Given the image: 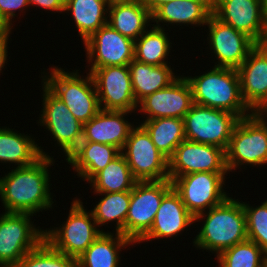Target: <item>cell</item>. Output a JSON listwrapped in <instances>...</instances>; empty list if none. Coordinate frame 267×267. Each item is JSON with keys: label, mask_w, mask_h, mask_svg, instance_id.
I'll return each instance as SVG.
<instances>
[{"label": "cell", "mask_w": 267, "mask_h": 267, "mask_svg": "<svg viewBox=\"0 0 267 267\" xmlns=\"http://www.w3.org/2000/svg\"><path fill=\"white\" fill-rule=\"evenodd\" d=\"M152 27V28H151ZM150 26L137 40L134 45V59L144 64L154 66L166 65L168 56L171 57L172 41L168 30ZM171 41V42H170ZM167 60V61H166Z\"/></svg>", "instance_id": "83f0119b"}, {"label": "cell", "mask_w": 267, "mask_h": 267, "mask_svg": "<svg viewBox=\"0 0 267 267\" xmlns=\"http://www.w3.org/2000/svg\"><path fill=\"white\" fill-rule=\"evenodd\" d=\"M138 123L147 131L156 148L168 159L185 140L184 119L164 117Z\"/></svg>", "instance_id": "f1b7e54d"}, {"label": "cell", "mask_w": 267, "mask_h": 267, "mask_svg": "<svg viewBox=\"0 0 267 267\" xmlns=\"http://www.w3.org/2000/svg\"><path fill=\"white\" fill-rule=\"evenodd\" d=\"M264 267H267V253L264 256Z\"/></svg>", "instance_id": "7bdbcfd3"}, {"label": "cell", "mask_w": 267, "mask_h": 267, "mask_svg": "<svg viewBox=\"0 0 267 267\" xmlns=\"http://www.w3.org/2000/svg\"><path fill=\"white\" fill-rule=\"evenodd\" d=\"M32 135L18 133L9 126L0 127V163L14 164L15 168L33 164L41 156H50Z\"/></svg>", "instance_id": "cb8c5ba5"}, {"label": "cell", "mask_w": 267, "mask_h": 267, "mask_svg": "<svg viewBox=\"0 0 267 267\" xmlns=\"http://www.w3.org/2000/svg\"><path fill=\"white\" fill-rule=\"evenodd\" d=\"M90 144L87 132L82 128L71 140L61 149L65 155V161L73 167L83 156L85 150Z\"/></svg>", "instance_id": "d590c367"}, {"label": "cell", "mask_w": 267, "mask_h": 267, "mask_svg": "<svg viewBox=\"0 0 267 267\" xmlns=\"http://www.w3.org/2000/svg\"><path fill=\"white\" fill-rule=\"evenodd\" d=\"M129 114L132 115L128 111L101 109L83 128L90 141L112 145L122 151L131 129L135 126L125 118Z\"/></svg>", "instance_id": "7402d4cb"}, {"label": "cell", "mask_w": 267, "mask_h": 267, "mask_svg": "<svg viewBox=\"0 0 267 267\" xmlns=\"http://www.w3.org/2000/svg\"><path fill=\"white\" fill-rule=\"evenodd\" d=\"M121 153L137 181L169 179L168 158L156 148L140 124L131 129Z\"/></svg>", "instance_id": "8fae6325"}, {"label": "cell", "mask_w": 267, "mask_h": 267, "mask_svg": "<svg viewBox=\"0 0 267 267\" xmlns=\"http://www.w3.org/2000/svg\"><path fill=\"white\" fill-rule=\"evenodd\" d=\"M28 7L30 9L28 0H0V15L13 29V26H15L13 24L15 22L13 18H15V16L18 17L17 13H19L20 16L23 15L20 14L21 12L25 14L26 11L24 10L27 9L28 11Z\"/></svg>", "instance_id": "8d00e7d4"}, {"label": "cell", "mask_w": 267, "mask_h": 267, "mask_svg": "<svg viewBox=\"0 0 267 267\" xmlns=\"http://www.w3.org/2000/svg\"><path fill=\"white\" fill-rule=\"evenodd\" d=\"M10 37H4V38H0V73H2V69H4L5 65L8 62V49H9V39ZM6 63V64H5Z\"/></svg>", "instance_id": "f35d334b"}, {"label": "cell", "mask_w": 267, "mask_h": 267, "mask_svg": "<svg viewBox=\"0 0 267 267\" xmlns=\"http://www.w3.org/2000/svg\"><path fill=\"white\" fill-rule=\"evenodd\" d=\"M184 119L185 140L227 149L239 117L229 111L193 104Z\"/></svg>", "instance_id": "9c48e42d"}, {"label": "cell", "mask_w": 267, "mask_h": 267, "mask_svg": "<svg viewBox=\"0 0 267 267\" xmlns=\"http://www.w3.org/2000/svg\"><path fill=\"white\" fill-rule=\"evenodd\" d=\"M242 204L246 216L247 238L267 253V200L257 206L243 201Z\"/></svg>", "instance_id": "e575fe53"}, {"label": "cell", "mask_w": 267, "mask_h": 267, "mask_svg": "<svg viewBox=\"0 0 267 267\" xmlns=\"http://www.w3.org/2000/svg\"><path fill=\"white\" fill-rule=\"evenodd\" d=\"M33 216L29 213L0 214V267H14L44 240L45 230L34 224Z\"/></svg>", "instance_id": "52a82bcc"}, {"label": "cell", "mask_w": 267, "mask_h": 267, "mask_svg": "<svg viewBox=\"0 0 267 267\" xmlns=\"http://www.w3.org/2000/svg\"><path fill=\"white\" fill-rule=\"evenodd\" d=\"M225 160L229 175L246 169L244 165H267V117L263 113L253 112L239 119L225 150Z\"/></svg>", "instance_id": "5b68a950"}, {"label": "cell", "mask_w": 267, "mask_h": 267, "mask_svg": "<svg viewBox=\"0 0 267 267\" xmlns=\"http://www.w3.org/2000/svg\"><path fill=\"white\" fill-rule=\"evenodd\" d=\"M265 252L247 239L221 252L216 258L219 267H264Z\"/></svg>", "instance_id": "d6a6232c"}, {"label": "cell", "mask_w": 267, "mask_h": 267, "mask_svg": "<svg viewBox=\"0 0 267 267\" xmlns=\"http://www.w3.org/2000/svg\"><path fill=\"white\" fill-rule=\"evenodd\" d=\"M83 44L88 69L128 66L134 60L135 41L120 34L109 24L103 25Z\"/></svg>", "instance_id": "5bb4252c"}, {"label": "cell", "mask_w": 267, "mask_h": 267, "mask_svg": "<svg viewBox=\"0 0 267 267\" xmlns=\"http://www.w3.org/2000/svg\"><path fill=\"white\" fill-rule=\"evenodd\" d=\"M227 174L229 173L196 172L169 180L187 210L195 217L220 205L230 196V193L225 191Z\"/></svg>", "instance_id": "ba28073f"}, {"label": "cell", "mask_w": 267, "mask_h": 267, "mask_svg": "<svg viewBox=\"0 0 267 267\" xmlns=\"http://www.w3.org/2000/svg\"><path fill=\"white\" fill-rule=\"evenodd\" d=\"M206 25L208 51L210 49L211 58L214 56L213 61L217 60L214 67L238 69L257 45L246 34L223 23L213 14L209 16Z\"/></svg>", "instance_id": "7c38bea8"}, {"label": "cell", "mask_w": 267, "mask_h": 267, "mask_svg": "<svg viewBox=\"0 0 267 267\" xmlns=\"http://www.w3.org/2000/svg\"><path fill=\"white\" fill-rule=\"evenodd\" d=\"M52 66L50 67L51 71L50 68L47 69L49 72L41 70L42 82L64 102L74 117L84 125L101 110L91 73L86 72V76H83L77 69L66 72L64 68Z\"/></svg>", "instance_id": "277c9868"}, {"label": "cell", "mask_w": 267, "mask_h": 267, "mask_svg": "<svg viewBox=\"0 0 267 267\" xmlns=\"http://www.w3.org/2000/svg\"><path fill=\"white\" fill-rule=\"evenodd\" d=\"M202 227L193 238L197 250L218 256L224 250L247 240L246 216L242 200L228 197L223 203L195 216Z\"/></svg>", "instance_id": "7a4b0ae2"}, {"label": "cell", "mask_w": 267, "mask_h": 267, "mask_svg": "<svg viewBox=\"0 0 267 267\" xmlns=\"http://www.w3.org/2000/svg\"><path fill=\"white\" fill-rule=\"evenodd\" d=\"M121 151L112 146L90 141L81 159L72 167L78 178L88 182L96 173L104 169Z\"/></svg>", "instance_id": "1f68e13d"}, {"label": "cell", "mask_w": 267, "mask_h": 267, "mask_svg": "<svg viewBox=\"0 0 267 267\" xmlns=\"http://www.w3.org/2000/svg\"><path fill=\"white\" fill-rule=\"evenodd\" d=\"M262 113L267 117V108Z\"/></svg>", "instance_id": "ee69618b"}, {"label": "cell", "mask_w": 267, "mask_h": 267, "mask_svg": "<svg viewBox=\"0 0 267 267\" xmlns=\"http://www.w3.org/2000/svg\"><path fill=\"white\" fill-rule=\"evenodd\" d=\"M12 28L9 24L4 20V18L0 15V38L11 37Z\"/></svg>", "instance_id": "60d3db41"}, {"label": "cell", "mask_w": 267, "mask_h": 267, "mask_svg": "<svg viewBox=\"0 0 267 267\" xmlns=\"http://www.w3.org/2000/svg\"><path fill=\"white\" fill-rule=\"evenodd\" d=\"M184 77L190 84L195 104L229 111L239 118L253 113L241 97L237 69L212 66L202 75Z\"/></svg>", "instance_id": "3957f363"}, {"label": "cell", "mask_w": 267, "mask_h": 267, "mask_svg": "<svg viewBox=\"0 0 267 267\" xmlns=\"http://www.w3.org/2000/svg\"><path fill=\"white\" fill-rule=\"evenodd\" d=\"M136 182L122 153L88 181L93 193L131 191Z\"/></svg>", "instance_id": "f546056e"}, {"label": "cell", "mask_w": 267, "mask_h": 267, "mask_svg": "<svg viewBox=\"0 0 267 267\" xmlns=\"http://www.w3.org/2000/svg\"><path fill=\"white\" fill-rule=\"evenodd\" d=\"M212 14V0H177L162 4L152 13V24L164 28L176 25L205 27L209 16ZM156 23V24H155ZM162 24V25H161ZM163 26V27H162Z\"/></svg>", "instance_id": "44dd1931"}, {"label": "cell", "mask_w": 267, "mask_h": 267, "mask_svg": "<svg viewBox=\"0 0 267 267\" xmlns=\"http://www.w3.org/2000/svg\"><path fill=\"white\" fill-rule=\"evenodd\" d=\"M14 267H77L76 259L55 250L45 239Z\"/></svg>", "instance_id": "836d02e7"}, {"label": "cell", "mask_w": 267, "mask_h": 267, "mask_svg": "<svg viewBox=\"0 0 267 267\" xmlns=\"http://www.w3.org/2000/svg\"><path fill=\"white\" fill-rule=\"evenodd\" d=\"M177 0H143L145 6L153 13L158 7L167 2H173Z\"/></svg>", "instance_id": "ab89813d"}, {"label": "cell", "mask_w": 267, "mask_h": 267, "mask_svg": "<svg viewBox=\"0 0 267 267\" xmlns=\"http://www.w3.org/2000/svg\"><path fill=\"white\" fill-rule=\"evenodd\" d=\"M264 19H265V27L267 33V0H264Z\"/></svg>", "instance_id": "b9f144b4"}, {"label": "cell", "mask_w": 267, "mask_h": 267, "mask_svg": "<svg viewBox=\"0 0 267 267\" xmlns=\"http://www.w3.org/2000/svg\"><path fill=\"white\" fill-rule=\"evenodd\" d=\"M241 97L252 112L267 108V43L257 44L237 69Z\"/></svg>", "instance_id": "ac0fdd59"}, {"label": "cell", "mask_w": 267, "mask_h": 267, "mask_svg": "<svg viewBox=\"0 0 267 267\" xmlns=\"http://www.w3.org/2000/svg\"><path fill=\"white\" fill-rule=\"evenodd\" d=\"M54 157L41 156L33 164L12 169L0 178V199L7 213H29L36 216L40 211L53 208V193L50 192ZM14 168V169H13ZM50 174V175H49Z\"/></svg>", "instance_id": "6da1fadb"}, {"label": "cell", "mask_w": 267, "mask_h": 267, "mask_svg": "<svg viewBox=\"0 0 267 267\" xmlns=\"http://www.w3.org/2000/svg\"><path fill=\"white\" fill-rule=\"evenodd\" d=\"M196 172H228L222 148L184 140L168 159L169 178Z\"/></svg>", "instance_id": "2e32d148"}, {"label": "cell", "mask_w": 267, "mask_h": 267, "mask_svg": "<svg viewBox=\"0 0 267 267\" xmlns=\"http://www.w3.org/2000/svg\"><path fill=\"white\" fill-rule=\"evenodd\" d=\"M29 5L35 7H40L45 11H52V13H62L64 12L65 0H28ZM35 6V7H34Z\"/></svg>", "instance_id": "74e56055"}, {"label": "cell", "mask_w": 267, "mask_h": 267, "mask_svg": "<svg viewBox=\"0 0 267 267\" xmlns=\"http://www.w3.org/2000/svg\"><path fill=\"white\" fill-rule=\"evenodd\" d=\"M72 200L66 221L58 227L46 228L44 239L55 250L77 260L105 231L98 227L80 198Z\"/></svg>", "instance_id": "8992f818"}, {"label": "cell", "mask_w": 267, "mask_h": 267, "mask_svg": "<svg viewBox=\"0 0 267 267\" xmlns=\"http://www.w3.org/2000/svg\"><path fill=\"white\" fill-rule=\"evenodd\" d=\"M130 245L132 247L134 243L129 238L107 230L76 260V266L118 267L121 262V249L125 250Z\"/></svg>", "instance_id": "d4e9b609"}, {"label": "cell", "mask_w": 267, "mask_h": 267, "mask_svg": "<svg viewBox=\"0 0 267 267\" xmlns=\"http://www.w3.org/2000/svg\"><path fill=\"white\" fill-rule=\"evenodd\" d=\"M212 14L256 44L267 43L264 0H212Z\"/></svg>", "instance_id": "9a60e30c"}, {"label": "cell", "mask_w": 267, "mask_h": 267, "mask_svg": "<svg viewBox=\"0 0 267 267\" xmlns=\"http://www.w3.org/2000/svg\"><path fill=\"white\" fill-rule=\"evenodd\" d=\"M42 110L38 126H44L61 150L78 133L83 124L69 111L64 102L56 96L42 81Z\"/></svg>", "instance_id": "ffe728a7"}, {"label": "cell", "mask_w": 267, "mask_h": 267, "mask_svg": "<svg viewBox=\"0 0 267 267\" xmlns=\"http://www.w3.org/2000/svg\"><path fill=\"white\" fill-rule=\"evenodd\" d=\"M128 66L137 104L146 96L166 88L179 77L169 64L154 66L134 59Z\"/></svg>", "instance_id": "4316f807"}, {"label": "cell", "mask_w": 267, "mask_h": 267, "mask_svg": "<svg viewBox=\"0 0 267 267\" xmlns=\"http://www.w3.org/2000/svg\"><path fill=\"white\" fill-rule=\"evenodd\" d=\"M88 71L94 80L102 110L137 113L138 104L132 88L129 66H105Z\"/></svg>", "instance_id": "4fadbf2b"}, {"label": "cell", "mask_w": 267, "mask_h": 267, "mask_svg": "<svg viewBox=\"0 0 267 267\" xmlns=\"http://www.w3.org/2000/svg\"><path fill=\"white\" fill-rule=\"evenodd\" d=\"M193 104L190 84L184 75L179 74L169 86L143 98L137 111L145 114L144 120L164 117L183 119Z\"/></svg>", "instance_id": "e0dca14e"}, {"label": "cell", "mask_w": 267, "mask_h": 267, "mask_svg": "<svg viewBox=\"0 0 267 267\" xmlns=\"http://www.w3.org/2000/svg\"><path fill=\"white\" fill-rule=\"evenodd\" d=\"M151 22L152 13L143 1L111 0L107 24L120 34L135 41L152 26Z\"/></svg>", "instance_id": "603a6c76"}, {"label": "cell", "mask_w": 267, "mask_h": 267, "mask_svg": "<svg viewBox=\"0 0 267 267\" xmlns=\"http://www.w3.org/2000/svg\"><path fill=\"white\" fill-rule=\"evenodd\" d=\"M94 194L102 197L99 198L96 206L94 205L91 210L98 227L106 226L109 222H116L113 232L125 236V222L130 205L131 191Z\"/></svg>", "instance_id": "4dcf8cb0"}, {"label": "cell", "mask_w": 267, "mask_h": 267, "mask_svg": "<svg viewBox=\"0 0 267 267\" xmlns=\"http://www.w3.org/2000/svg\"><path fill=\"white\" fill-rule=\"evenodd\" d=\"M173 188L169 179L137 181L125 222V237L135 245L151 229L163 197Z\"/></svg>", "instance_id": "30bf717a"}, {"label": "cell", "mask_w": 267, "mask_h": 267, "mask_svg": "<svg viewBox=\"0 0 267 267\" xmlns=\"http://www.w3.org/2000/svg\"><path fill=\"white\" fill-rule=\"evenodd\" d=\"M195 223V217L187 210L179 194L172 188L162 199L151 229L137 244L175 238ZM182 232V233H181Z\"/></svg>", "instance_id": "d6986e66"}, {"label": "cell", "mask_w": 267, "mask_h": 267, "mask_svg": "<svg viewBox=\"0 0 267 267\" xmlns=\"http://www.w3.org/2000/svg\"><path fill=\"white\" fill-rule=\"evenodd\" d=\"M111 0H65V13L71 14L81 42L107 24Z\"/></svg>", "instance_id": "484cf974"}]
</instances>
